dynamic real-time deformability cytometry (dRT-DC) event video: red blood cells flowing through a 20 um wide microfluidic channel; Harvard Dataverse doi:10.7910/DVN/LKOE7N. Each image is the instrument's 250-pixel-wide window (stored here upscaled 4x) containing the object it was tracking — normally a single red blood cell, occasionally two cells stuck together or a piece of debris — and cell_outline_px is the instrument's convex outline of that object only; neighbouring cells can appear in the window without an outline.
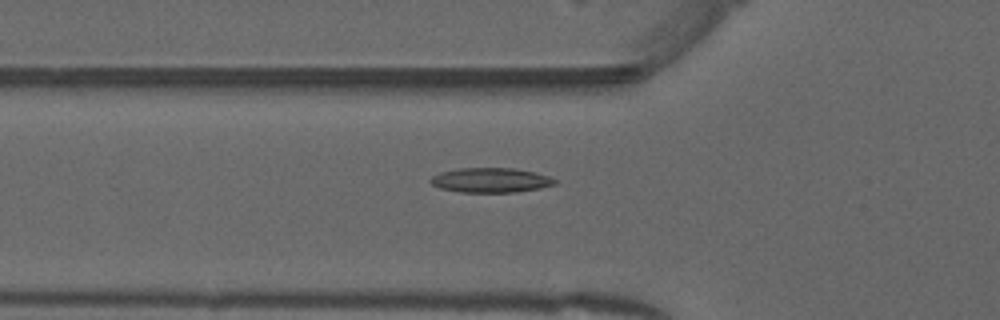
{"species": "common noctule bat (a hibernating species)", "species_latin": "Nyctalus noctula", "temperature_condition": "warm", "stored_images_in_passage": 22, "camera_frame_rate_fps": 3000, "um_per_image_px": 0.085, "animal": {"sex": "male", "forearm_length_mm": 52.5}, "frame": {"image": 1, "passage_image": 18, "time_ms": 5.667, "image_size_px": [1000, 320], "cell_outline_px": [[556, 184], [540, 188], [516, 192], [460, 192], [440, 188], [432, 184], [428, 180], [432, 176], [440, 172], [460, 168], [512, 168], [536, 172], [548, 176], [556, 180]], "centroid_in_image_um": [41.7, 15.31], "position_along_channel_um": 84.1, "area_um2": 17.86}}
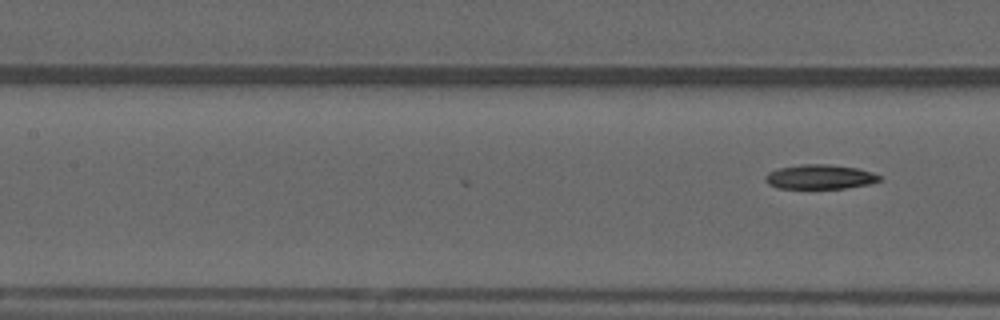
{"frame": {"image": 2, "passage_image": 22, "time_ms": 7.0, "image_size_px": [1000, 320], "cell_outline_px": [[884, 180], [868, 184], [844, 188], [776, 188], [768, 184], [764, 180], [764, 176], [768, 172], [780, 168], [804, 164], [828, 164], [856, 168], [872, 172], [884, 176]], "centroid_in_image_um": [69.72, 15.03], "position_along_channel_um": 137.7, "area_um2": 16.36}}